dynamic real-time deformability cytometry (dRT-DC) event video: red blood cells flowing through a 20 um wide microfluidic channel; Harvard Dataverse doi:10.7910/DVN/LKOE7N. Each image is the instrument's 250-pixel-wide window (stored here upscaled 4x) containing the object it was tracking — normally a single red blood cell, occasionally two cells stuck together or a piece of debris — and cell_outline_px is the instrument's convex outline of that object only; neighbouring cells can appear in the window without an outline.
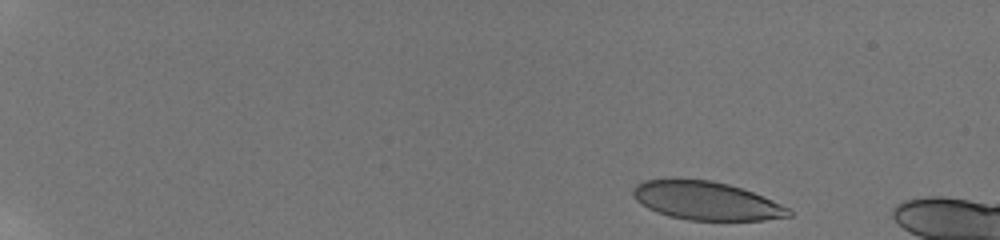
{"species": "human", "species_latin": "Homo sapiens", "temperature_condition": "room temperature", "stored_images_in_passage": 6, "camera_frame_rate_fps": 3000, "um_per_image_px": 0.085, "donor": {"sex": "male"}, "frame": {"image": 1, "passage_image": 1, "time_ms": 0.0, "image_size_px": [1000, 240], "cell_outline_px": [[792, 216], [764, 220], [688, 220], [668, 216], [656, 212], [640, 204], [636, 200], [632, 192], [632, 188], [636, 184], [644, 180], [712, 180], [728, 184], [752, 192], [772, 200], [788, 208], [792, 212]], "centroid_in_image_um": [60.01, 17.08], "position_along_channel_um": 25.0, "area_um2": 34.56}}